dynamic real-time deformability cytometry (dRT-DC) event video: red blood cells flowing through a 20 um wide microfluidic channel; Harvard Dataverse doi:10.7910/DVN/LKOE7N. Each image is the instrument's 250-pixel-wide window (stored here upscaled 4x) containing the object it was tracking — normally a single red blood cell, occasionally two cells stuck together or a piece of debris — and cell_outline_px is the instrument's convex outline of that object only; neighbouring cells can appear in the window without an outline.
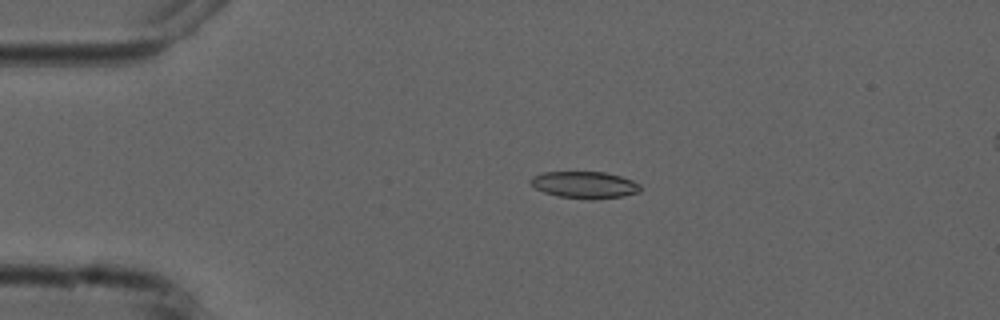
{"species": "common noctule bat (a hibernating species)", "species_latin": "Nyctalus noctula", "temperature_condition": "cold", "stored_images_in_passage": 6, "camera_frame_rate_fps": 3000, "um_per_image_px": 0.085, "animal": {"sex": "male", "forearm_length_mm": 52.5}, "frame": {"image": 1, "passage_image": 4, "time_ms": 3.333, "image_size_px": [1000, 320], "cell_outline_px": [[640, 192], [624, 196], [592, 200], [556, 196], [544, 192], [536, 188], [528, 180], [532, 176], [544, 172], [604, 172], [620, 176], [632, 180], [640, 184]], "centroid_in_image_um": [49.69, 15.72], "position_along_channel_um": 35.3, "area_um2": 17.28}}